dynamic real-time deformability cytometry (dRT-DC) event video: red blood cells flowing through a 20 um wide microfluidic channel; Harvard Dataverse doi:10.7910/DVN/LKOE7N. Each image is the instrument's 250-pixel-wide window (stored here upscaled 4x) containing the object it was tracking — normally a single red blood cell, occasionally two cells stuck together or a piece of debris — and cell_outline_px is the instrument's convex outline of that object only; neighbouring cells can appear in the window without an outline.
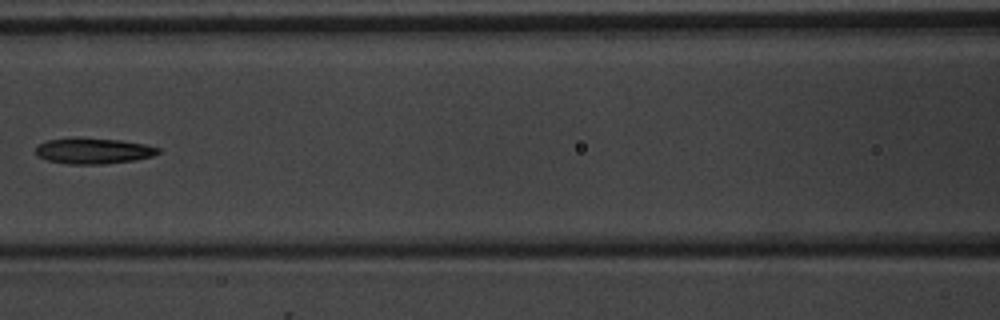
{"species": "common noctule bat (a hibernating species)", "species_latin": "Nyctalus noctula", "temperature_condition": "warm", "stored_images_in_passage": 7, "camera_frame_rate_fps": 3000, "um_per_image_px": 0.085, "animal": {"sex": "male", "body_mass_g": 20.1, "forearm_length_mm": 53.5}, "frame": {"image": 1, "passage_image": 7, "time_ms": 8.0, "image_size_px": [1000, 320], "cell_outline_px": [[160, 152], [152, 156], [136, 160], [104, 164], [68, 164], [48, 160], [36, 156], [36, 144], [48, 140], [120, 140], [144, 144], [160, 148]], "centroid_in_image_um": [7.96, 12.87], "position_along_channel_um": 158.6, "area_um2": 17.74}}